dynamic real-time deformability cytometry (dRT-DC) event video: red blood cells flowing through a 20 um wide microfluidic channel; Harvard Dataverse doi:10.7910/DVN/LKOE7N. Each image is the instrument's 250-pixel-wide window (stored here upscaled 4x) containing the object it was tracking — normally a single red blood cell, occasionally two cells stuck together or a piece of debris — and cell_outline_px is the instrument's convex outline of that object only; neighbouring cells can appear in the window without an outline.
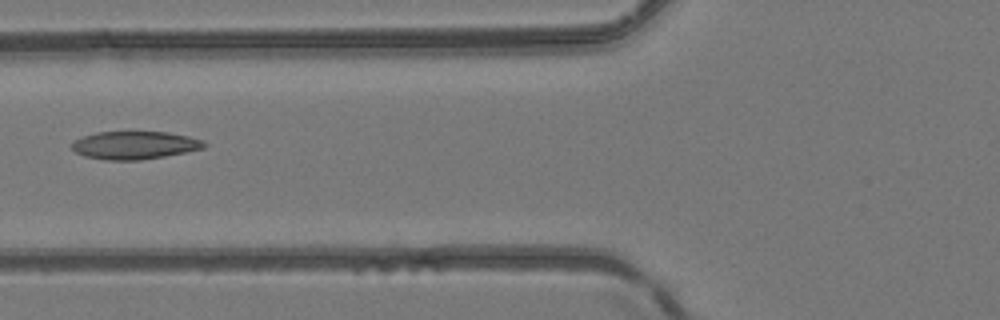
{"species": "common noctule bat (a hibernating species)", "species_latin": "Nyctalus noctula", "temperature_condition": "room temperature", "stored_images_in_passage": 3, "camera_frame_rate_fps": 3000, "um_per_image_px": 0.085, "animal": {"sex": "female", "body_mass_g": 24.6, "forearm_length_mm": 56.2}, "frame": {"image": 1, "passage_image": 3, "time_ms": 2.333, "image_size_px": [1000, 320], "cell_outline_px": [[208, 144], [204, 148], [164, 156], [140, 160], [104, 160], [84, 156], [76, 152], [72, 148], [72, 144], [76, 140], [84, 136], [96, 132], [168, 132], [188, 136], [204, 140]], "centroid_in_image_um": [11.47, 12.34], "position_along_channel_um": 114.3, "area_um2": 21.44}}